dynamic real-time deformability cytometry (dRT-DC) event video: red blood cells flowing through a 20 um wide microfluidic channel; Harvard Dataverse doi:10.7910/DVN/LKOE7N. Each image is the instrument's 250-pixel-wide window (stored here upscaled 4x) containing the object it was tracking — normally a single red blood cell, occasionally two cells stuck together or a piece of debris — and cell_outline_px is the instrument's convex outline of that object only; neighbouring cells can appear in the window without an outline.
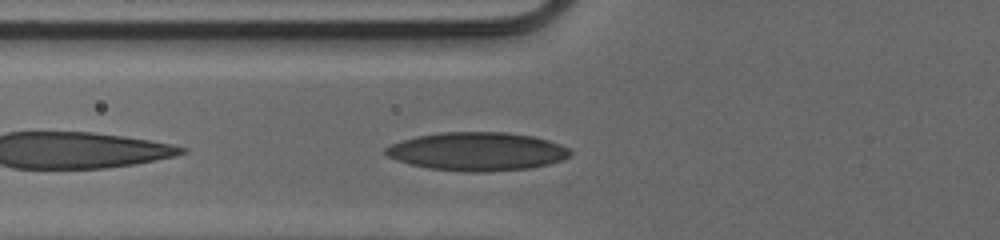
{"species": "human", "species_latin": "Homo sapiens", "temperature_condition": "cold", "stored_images_in_passage": 27, "camera_frame_rate_fps": 3000, "um_per_image_px": 0.085, "donor": {"sex": "male"}, "frame": {"image": 1, "passage_image": 2, "time_ms": 0.333, "image_size_px": [1000, 240], "cell_outline_px": [[572, 152], [568, 156], [560, 160], [548, 164], [528, 168], [484, 172], [460, 172], [428, 168], [408, 164], [396, 160], [388, 156], [384, 152], [384, 148], [392, 144], [416, 136], [440, 132], [504, 132], [532, 136], [548, 140], [560, 144], [568, 148]], "centroid_in_image_um": [40.52, 12.88], "position_along_channel_um": 85.3, "area_um2": 41.27}}
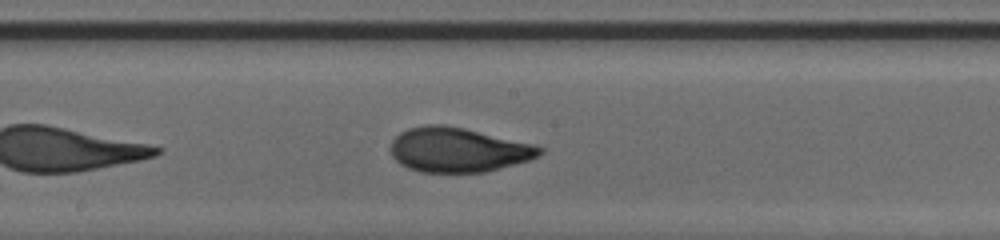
{"frame": {"image": 2, "passage_image": 11, "time_ms": 3.333, "image_size_px": [1000, 240], "cell_outline_px": [[544, 152], [540, 156], [528, 160], [484, 172], [420, 172], [408, 168], [400, 164], [392, 156], [392, 140], [400, 132], [408, 128], [424, 124], [444, 124], [464, 128], [536, 144], [544, 148]], "centroid_in_image_um": [38.96, 12.72], "position_along_channel_um": 209.2, "area_um2": 38.78}}
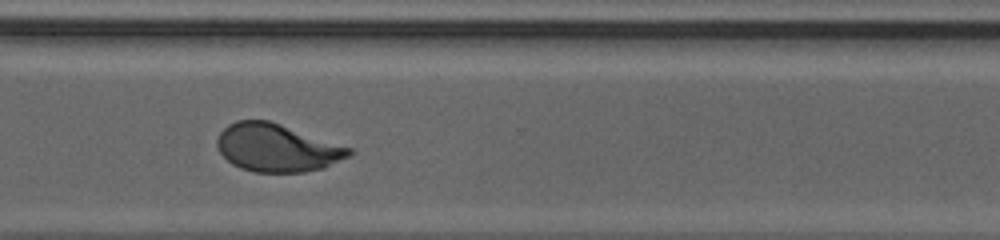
{"frame": {"image": 3, "passage_image": 21, "time_ms": 6.667, "image_size_px": [1000, 240], "cell_outline_px": [[352, 152], [348, 156], [324, 168], [304, 172], [256, 172], [240, 168], [232, 164], [220, 152], [216, 144], [216, 140], [220, 132], [228, 124], [236, 120], [268, 120], [352, 148]], "centroid_in_image_um": [23.51, 12.56], "position_along_channel_um": 347.1, "area_um2": 36.53}, "authors_computed_cell_mechanics": {"area_um2": 37.8012, "velocity_mm_per_s": 4.1238, "shape_relaxation_time_tau1_ms": 4.768, "shape_relaxation_time_tau2_ms": 1.0448, "deformation_change_tau1": 0.1947, "deformation_change_tau2": 0.0722}}